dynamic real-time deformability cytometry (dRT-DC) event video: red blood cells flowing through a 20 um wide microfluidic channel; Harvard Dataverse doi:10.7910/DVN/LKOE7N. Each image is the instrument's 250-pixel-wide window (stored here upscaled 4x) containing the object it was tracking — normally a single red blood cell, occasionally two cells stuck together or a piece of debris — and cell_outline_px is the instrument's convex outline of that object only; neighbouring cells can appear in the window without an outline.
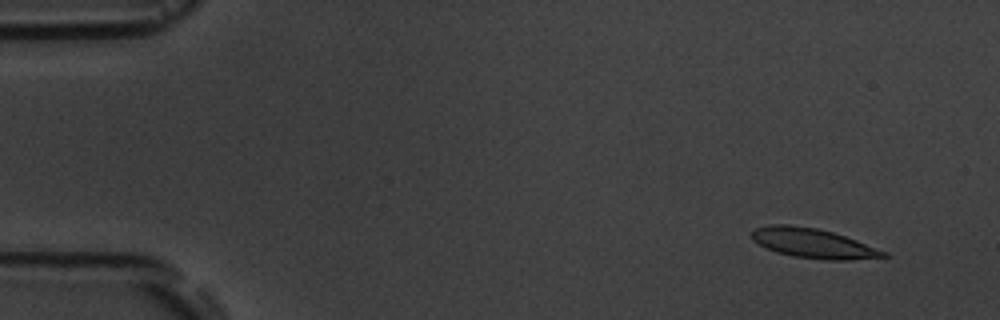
{"species": "common noctule bat (a hibernating species)", "species_latin": "Nyctalus noctula", "temperature_condition": "room temperature", "stored_images_in_passage": 5, "camera_frame_rate_fps": 3000, "um_per_image_px": 0.085, "animal": {"sex": "male", "body_mass_g": 19.5, "forearm_length_mm": 54.6}, "frame": {"image": 1, "passage_image": 1, "time_ms": 0.0, "image_size_px": [1000, 320], "cell_outline_px": [[892, 256], [848, 260], [824, 260], [792, 256], [776, 252], [752, 240], [752, 232], [756, 228], [768, 224], [788, 224], [816, 228], [832, 232], [856, 240], [888, 252]], "centroid_in_image_um": [69.13, 20.68], "position_along_channel_um": 15.9, "area_um2": 22.72}}